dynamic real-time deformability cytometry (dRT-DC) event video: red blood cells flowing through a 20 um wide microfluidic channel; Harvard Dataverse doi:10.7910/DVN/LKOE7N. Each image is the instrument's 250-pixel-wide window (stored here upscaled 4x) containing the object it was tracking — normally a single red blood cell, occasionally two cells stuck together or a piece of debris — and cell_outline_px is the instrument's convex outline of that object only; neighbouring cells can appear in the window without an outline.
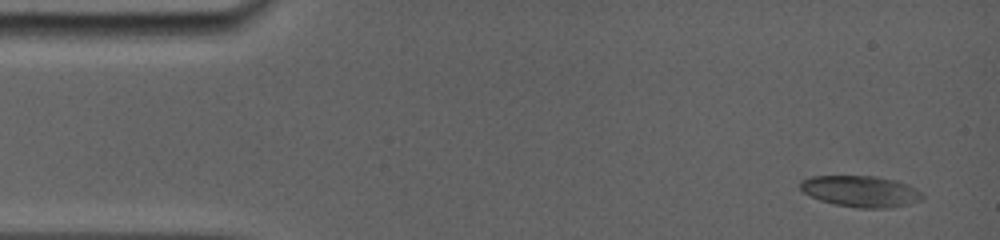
{"species": "common noctule bat (a hibernating species)", "species_latin": "Nyctalus noctula", "temperature_condition": "room temperature", "stored_images_in_passage": 16, "camera_frame_rate_fps": 5000, "um_per_image_px": 0.085, "animal": {"sex": "female", "body_mass_g": 19.0, "forearm_length_mm": 56.7}, "frame": {"image": 1, "passage_image": 1, "time_ms": 0.0, "image_size_px": [1000, 240], "cell_outline_px": [[924, 196], [920, 200], [908, 204], [892, 208], [860, 208], [832, 204], [820, 200], [804, 192], [800, 188], [800, 180], [812, 176], [876, 176], [896, 180], [908, 184], [916, 188]], "centroid_in_image_um": [73.17, 16.26], "position_along_channel_um": 11.8, "area_um2": 22.31}}
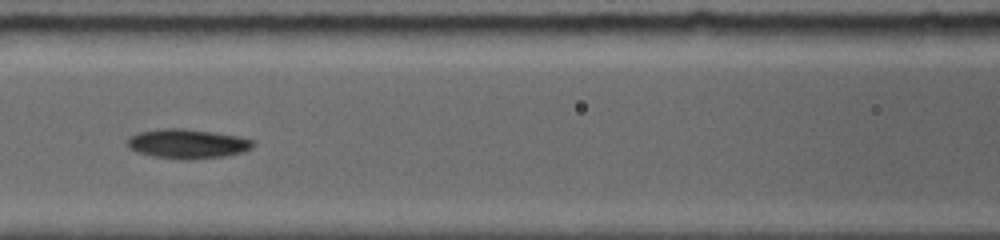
{"frame": {"image": 2, "passage_image": 10, "time_ms": 6.2, "image_size_px": [1000, 240], "cell_outline_px": [[256, 144], [252, 148], [244, 152], [224, 156], [184, 160], [180, 160], [152, 156], [136, 152], [128, 148], [128, 136], [140, 132], [160, 128], [184, 128], [216, 132], [240, 136], [252, 140]], "centroid_in_image_um": [15.94, 12.21], "position_along_channel_um": 150.7, "area_um2": 21.91}}
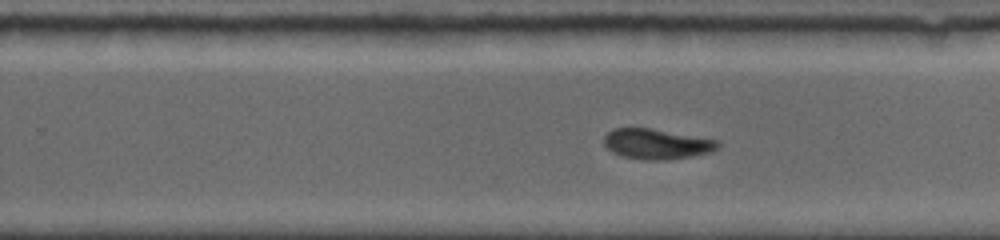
{"frame": {"image": 3, "passage_image": 16, "time_ms": 9.4, "image_size_px": [1000, 240], "cell_outline_px": [[720, 144], [716, 148], [708, 152], [692, 156], [664, 160], [640, 160], [624, 156], [612, 152], [604, 144], [604, 136], [612, 128], [652, 128], [720, 140]], "centroid_in_image_um": [55.81, 12.23], "position_along_channel_um": 274.0, "area_um2": 20.11}}